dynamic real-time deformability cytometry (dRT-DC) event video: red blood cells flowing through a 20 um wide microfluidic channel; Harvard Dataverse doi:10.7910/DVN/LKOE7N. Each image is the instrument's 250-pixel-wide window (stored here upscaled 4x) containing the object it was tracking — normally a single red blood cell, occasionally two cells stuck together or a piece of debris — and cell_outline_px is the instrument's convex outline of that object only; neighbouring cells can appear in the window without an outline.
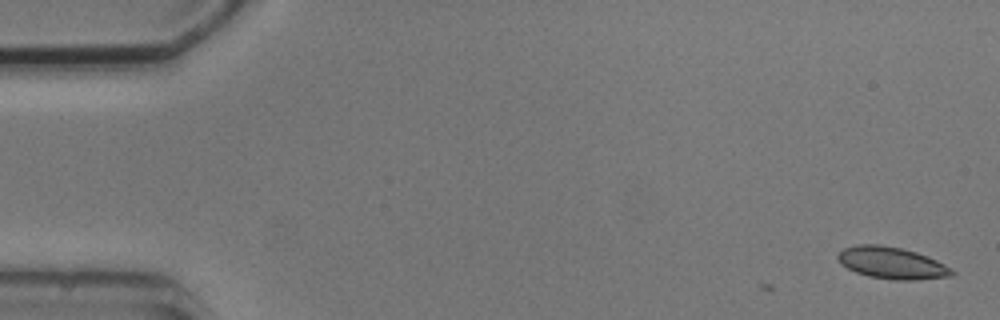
{"species": "common noctule bat (a hibernating species)", "species_latin": "Nyctalus noctula", "temperature_condition": "cold", "stored_images_in_passage": 4, "camera_frame_rate_fps": 3000, "um_per_image_px": 0.085, "animal": {"sex": "male", "body_mass_g": 20.5, "forearm_length_mm": 52.5}, "frame": {"image": 1, "passage_image": 1, "time_ms": 0.0, "image_size_px": [1000, 320], "cell_outline_px": [[956, 272], [952, 276], [916, 280], [892, 280], [868, 276], [856, 272], [840, 264], [836, 256], [844, 248], [856, 244], [880, 244], [900, 248], [916, 252], [928, 256], [952, 268]], "centroid_in_image_um": [75.81, 22.35], "position_along_channel_um": 9.2, "area_um2": 21.33}}
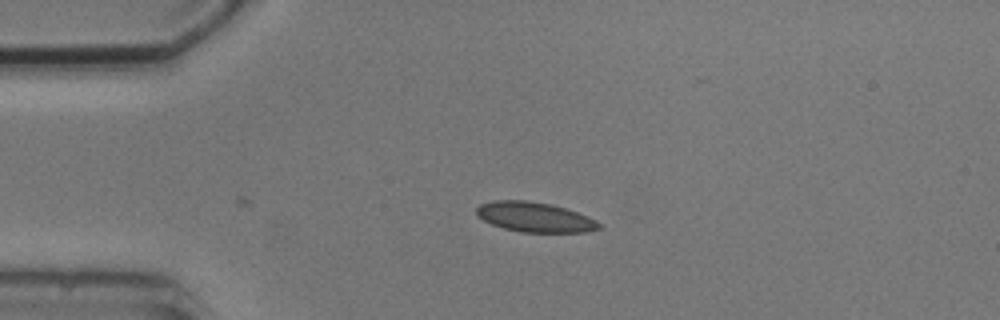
{"frame": {"image": 2, "passage_image": 4, "time_ms": 3.667, "image_size_px": [1000, 320], "cell_outline_px": [[600, 228], [584, 232], [524, 232], [504, 228], [492, 224], [476, 216], [476, 208], [480, 204], [496, 200], [524, 200], [548, 204], [564, 208], [588, 216], [596, 220], [600, 224]], "centroid_in_image_um": [45.43, 18.45], "position_along_channel_um": 39.6, "area_um2": 21.04}}